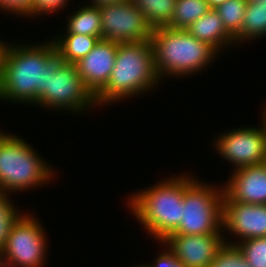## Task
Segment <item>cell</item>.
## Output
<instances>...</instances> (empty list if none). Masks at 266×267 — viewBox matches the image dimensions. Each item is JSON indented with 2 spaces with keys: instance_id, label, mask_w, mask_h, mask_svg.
Listing matches in <instances>:
<instances>
[{
  "instance_id": "6da1fadb",
  "label": "cell",
  "mask_w": 266,
  "mask_h": 267,
  "mask_svg": "<svg viewBox=\"0 0 266 267\" xmlns=\"http://www.w3.org/2000/svg\"><path fill=\"white\" fill-rule=\"evenodd\" d=\"M37 45H6L0 75V101L34 105L48 90L46 42Z\"/></svg>"
},
{
  "instance_id": "7a4b0ae2",
  "label": "cell",
  "mask_w": 266,
  "mask_h": 267,
  "mask_svg": "<svg viewBox=\"0 0 266 267\" xmlns=\"http://www.w3.org/2000/svg\"><path fill=\"white\" fill-rule=\"evenodd\" d=\"M159 80L150 40L118 43L114 68L106 86L95 96L96 103L102 107L149 92Z\"/></svg>"
},
{
  "instance_id": "3957f363",
  "label": "cell",
  "mask_w": 266,
  "mask_h": 267,
  "mask_svg": "<svg viewBox=\"0 0 266 267\" xmlns=\"http://www.w3.org/2000/svg\"><path fill=\"white\" fill-rule=\"evenodd\" d=\"M151 43L158 77H186L204 70L213 62L218 51L187 30L159 27L153 29Z\"/></svg>"
},
{
  "instance_id": "277c9868",
  "label": "cell",
  "mask_w": 266,
  "mask_h": 267,
  "mask_svg": "<svg viewBox=\"0 0 266 267\" xmlns=\"http://www.w3.org/2000/svg\"><path fill=\"white\" fill-rule=\"evenodd\" d=\"M151 188L129 195L128 209L151 237L161 243L180 224L184 175L160 181Z\"/></svg>"
},
{
  "instance_id": "5b68a950",
  "label": "cell",
  "mask_w": 266,
  "mask_h": 267,
  "mask_svg": "<svg viewBox=\"0 0 266 267\" xmlns=\"http://www.w3.org/2000/svg\"><path fill=\"white\" fill-rule=\"evenodd\" d=\"M53 176L52 167L31 145L16 135L0 131V191L30 190L49 182Z\"/></svg>"
},
{
  "instance_id": "8992f818",
  "label": "cell",
  "mask_w": 266,
  "mask_h": 267,
  "mask_svg": "<svg viewBox=\"0 0 266 267\" xmlns=\"http://www.w3.org/2000/svg\"><path fill=\"white\" fill-rule=\"evenodd\" d=\"M49 42V43H48ZM46 42V62L49 69L48 90L35 103L48 109L70 112L89 110L98 106L95 96L85 86L75 64L66 63L63 54L52 41Z\"/></svg>"
},
{
  "instance_id": "52a82bcc",
  "label": "cell",
  "mask_w": 266,
  "mask_h": 267,
  "mask_svg": "<svg viewBox=\"0 0 266 267\" xmlns=\"http://www.w3.org/2000/svg\"><path fill=\"white\" fill-rule=\"evenodd\" d=\"M201 183L184 175L182 219L171 234L204 235L222 234L223 230V187Z\"/></svg>"
},
{
  "instance_id": "ba28073f",
  "label": "cell",
  "mask_w": 266,
  "mask_h": 267,
  "mask_svg": "<svg viewBox=\"0 0 266 267\" xmlns=\"http://www.w3.org/2000/svg\"><path fill=\"white\" fill-rule=\"evenodd\" d=\"M42 223L23 213L12 226L0 258L21 267H43L47 253V235Z\"/></svg>"
},
{
  "instance_id": "9c48e42d",
  "label": "cell",
  "mask_w": 266,
  "mask_h": 267,
  "mask_svg": "<svg viewBox=\"0 0 266 267\" xmlns=\"http://www.w3.org/2000/svg\"><path fill=\"white\" fill-rule=\"evenodd\" d=\"M102 39L117 43L151 40L153 28L131 1L99 7Z\"/></svg>"
},
{
  "instance_id": "30bf717a",
  "label": "cell",
  "mask_w": 266,
  "mask_h": 267,
  "mask_svg": "<svg viewBox=\"0 0 266 267\" xmlns=\"http://www.w3.org/2000/svg\"><path fill=\"white\" fill-rule=\"evenodd\" d=\"M263 126L241 127L225 132L214 139L215 147L225 160H228L237 169L263 164L266 156V118Z\"/></svg>"
},
{
  "instance_id": "8fae6325",
  "label": "cell",
  "mask_w": 266,
  "mask_h": 267,
  "mask_svg": "<svg viewBox=\"0 0 266 267\" xmlns=\"http://www.w3.org/2000/svg\"><path fill=\"white\" fill-rule=\"evenodd\" d=\"M239 237L226 244L236 245L242 240L266 237V204H247L223 197V230Z\"/></svg>"
},
{
  "instance_id": "7c38bea8",
  "label": "cell",
  "mask_w": 266,
  "mask_h": 267,
  "mask_svg": "<svg viewBox=\"0 0 266 267\" xmlns=\"http://www.w3.org/2000/svg\"><path fill=\"white\" fill-rule=\"evenodd\" d=\"M224 234H170L163 241L187 267H209L217 252L227 242Z\"/></svg>"
},
{
  "instance_id": "4fadbf2b",
  "label": "cell",
  "mask_w": 266,
  "mask_h": 267,
  "mask_svg": "<svg viewBox=\"0 0 266 267\" xmlns=\"http://www.w3.org/2000/svg\"><path fill=\"white\" fill-rule=\"evenodd\" d=\"M118 43L100 39L93 49L75 63L85 86L96 96L107 84L114 68Z\"/></svg>"
},
{
  "instance_id": "5bb4252c",
  "label": "cell",
  "mask_w": 266,
  "mask_h": 267,
  "mask_svg": "<svg viewBox=\"0 0 266 267\" xmlns=\"http://www.w3.org/2000/svg\"><path fill=\"white\" fill-rule=\"evenodd\" d=\"M234 170L223 187L224 193L234 202L266 204V166L258 164Z\"/></svg>"
},
{
  "instance_id": "9a60e30c",
  "label": "cell",
  "mask_w": 266,
  "mask_h": 267,
  "mask_svg": "<svg viewBox=\"0 0 266 267\" xmlns=\"http://www.w3.org/2000/svg\"><path fill=\"white\" fill-rule=\"evenodd\" d=\"M193 37L204 41L218 52L223 47L235 44L234 38L226 31L219 14L210 9L186 29ZM233 43V44H232Z\"/></svg>"
},
{
  "instance_id": "2e32d148",
  "label": "cell",
  "mask_w": 266,
  "mask_h": 267,
  "mask_svg": "<svg viewBox=\"0 0 266 267\" xmlns=\"http://www.w3.org/2000/svg\"><path fill=\"white\" fill-rule=\"evenodd\" d=\"M266 36V0L247 2L240 32L234 37L235 44Z\"/></svg>"
},
{
  "instance_id": "e0dca14e",
  "label": "cell",
  "mask_w": 266,
  "mask_h": 267,
  "mask_svg": "<svg viewBox=\"0 0 266 267\" xmlns=\"http://www.w3.org/2000/svg\"><path fill=\"white\" fill-rule=\"evenodd\" d=\"M67 20L64 33L96 36L102 39L101 13L97 6L85 5L72 14Z\"/></svg>"
},
{
  "instance_id": "ac0fdd59",
  "label": "cell",
  "mask_w": 266,
  "mask_h": 267,
  "mask_svg": "<svg viewBox=\"0 0 266 267\" xmlns=\"http://www.w3.org/2000/svg\"><path fill=\"white\" fill-rule=\"evenodd\" d=\"M54 38L55 47L63 54L66 63L71 64L85 57L99 40L96 36L74 33H65Z\"/></svg>"
},
{
  "instance_id": "d6986e66",
  "label": "cell",
  "mask_w": 266,
  "mask_h": 267,
  "mask_svg": "<svg viewBox=\"0 0 266 267\" xmlns=\"http://www.w3.org/2000/svg\"><path fill=\"white\" fill-rule=\"evenodd\" d=\"M141 10L149 23L155 29L167 27L171 22L176 0H130Z\"/></svg>"
},
{
  "instance_id": "ffe728a7",
  "label": "cell",
  "mask_w": 266,
  "mask_h": 267,
  "mask_svg": "<svg viewBox=\"0 0 266 267\" xmlns=\"http://www.w3.org/2000/svg\"><path fill=\"white\" fill-rule=\"evenodd\" d=\"M209 10L206 0H176L172 19L167 27L186 30Z\"/></svg>"
},
{
  "instance_id": "44dd1931",
  "label": "cell",
  "mask_w": 266,
  "mask_h": 267,
  "mask_svg": "<svg viewBox=\"0 0 266 267\" xmlns=\"http://www.w3.org/2000/svg\"><path fill=\"white\" fill-rule=\"evenodd\" d=\"M246 7V0H227L215 8L224 28L233 38L240 32Z\"/></svg>"
},
{
  "instance_id": "7402d4cb",
  "label": "cell",
  "mask_w": 266,
  "mask_h": 267,
  "mask_svg": "<svg viewBox=\"0 0 266 267\" xmlns=\"http://www.w3.org/2000/svg\"><path fill=\"white\" fill-rule=\"evenodd\" d=\"M8 197L7 192L0 191V252L6 246L12 226L22 215L17 211L13 200L11 201Z\"/></svg>"
},
{
  "instance_id": "603a6c76",
  "label": "cell",
  "mask_w": 266,
  "mask_h": 267,
  "mask_svg": "<svg viewBox=\"0 0 266 267\" xmlns=\"http://www.w3.org/2000/svg\"><path fill=\"white\" fill-rule=\"evenodd\" d=\"M236 246L251 267H266V237L242 240Z\"/></svg>"
},
{
  "instance_id": "cb8c5ba5",
  "label": "cell",
  "mask_w": 266,
  "mask_h": 267,
  "mask_svg": "<svg viewBox=\"0 0 266 267\" xmlns=\"http://www.w3.org/2000/svg\"><path fill=\"white\" fill-rule=\"evenodd\" d=\"M209 267H251L236 245L224 244Z\"/></svg>"
},
{
  "instance_id": "d4e9b609",
  "label": "cell",
  "mask_w": 266,
  "mask_h": 267,
  "mask_svg": "<svg viewBox=\"0 0 266 267\" xmlns=\"http://www.w3.org/2000/svg\"><path fill=\"white\" fill-rule=\"evenodd\" d=\"M68 0H33L31 16H41L42 14H51L63 10Z\"/></svg>"
},
{
  "instance_id": "484cf974",
  "label": "cell",
  "mask_w": 266,
  "mask_h": 267,
  "mask_svg": "<svg viewBox=\"0 0 266 267\" xmlns=\"http://www.w3.org/2000/svg\"><path fill=\"white\" fill-rule=\"evenodd\" d=\"M33 0H0V10L22 15L31 16Z\"/></svg>"
},
{
  "instance_id": "4316f807",
  "label": "cell",
  "mask_w": 266,
  "mask_h": 267,
  "mask_svg": "<svg viewBox=\"0 0 266 267\" xmlns=\"http://www.w3.org/2000/svg\"><path fill=\"white\" fill-rule=\"evenodd\" d=\"M149 267H187L180 259H178L174 253L168 248L166 251H162L158 254L153 265Z\"/></svg>"
},
{
  "instance_id": "83f0119b",
  "label": "cell",
  "mask_w": 266,
  "mask_h": 267,
  "mask_svg": "<svg viewBox=\"0 0 266 267\" xmlns=\"http://www.w3.org/2000/svg\"><path fill=\"white\" fill-rule=\"evenodd\" d=\"M125 1H130V0H91L90 5L101 7V6H104V5H110V4H114V3H121V2H125Z\"/></svg>"
},
{
  "instance_id": "f1b7e54d",
  "label": "cell",
  "mask_w": 266,
  "mask_h": 267,
  "mask_svg": "<svg viewBox=\"0 0 266 267\" xmlns=\"http://www.w3.org/2000/svg\"><path fill=\"white\" fill-rule=\"evenodd\" d=\"M208 2V5L210 9H215L218 6L222 5L227 0H206Z\"/></svg>"
},
{
  "instance_id": "f546056e",
  "label": "cell",
  "mask_w": 266,
  "mask_h": 267,
  "mask_svg": "<svg viewBox=\"0 0 266 267\" xmlns=\"http://www.w3.org/2000/svg\"><path fill=\"white\" fill-rule=\"evenodd\" d=\"M6 45L7 43H4L2 40H0V75H1V69H2L3 53H4Z\"/></svg>"
},
{
  "instance_id": "4dcf8cb0",
  "label": "cell",
  "mask_w": 266,
  "mask_h": 267,
  "mask_svg": "<svg viewBox=\"0 0 266 267\" xmlns=\"http://www.w3.org/2000/svg\"><path fill=\"white\" fill-rule=\"evenodd\" d=\"M0 267H21L17 264L10 263L2 258H0Z\"/></svg>"
},
{
  "instance_id": "1f68e13d",
  "label": "cell",
  "mask_w": 266,
  "mask_h": 267,
  "mask_svg": "<svg viewBox=\"0 0 266 267\" xmlns=\"http://www.w3.org/2000/svg\"><path fill=\"white\" fill-rule=\"evenodd\" d=\"M247 2H261V1H264V0H246Z\"/></svg>"
},
{
  "instance_id": "d6a6232c",
  "label": "cell",
  "mask_w": 266,
  "mask_h": 267,
  "mask_svg": "<svg viewBox=\"0 0 266 267\" xmlns=\"http://www.w3.org/2000/svg\"><path fill=\"white\" fill-rule=\"evenodd\" d=\"M137 267V266H135ZM138 267H149V264H142V265H139Z\"/></svg>"
},
{
  "instance_id": "836d02e7",
  "label": "cell",
  "mask_w": 266,
  "mask_h": 267,
  "mask_svg": "<svg viewBox=\"0 0 266 267\" xmlns=\"http://www.w3.org/2000/svg\"><path fill=\"white\" fill-rule=\"evenodd\" d=\"M263 164L266 166V156H265V159H264V163Z\"/></svg>"
}]
</instances>
